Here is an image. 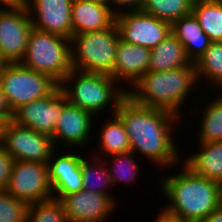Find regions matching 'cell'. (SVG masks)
<instances>
[{"label": "cell", "instance_id": "obj_28", "mask_svg": "<svg viewBox=\"0 0 222 222\" xmlns=\"http://www.w3.org/2000/svg\"><path fill=\"white\" fill-rule=\"evenodd\" d=\"M110 157L112 158L109 159L111 161L108 160L106 164L110 162L108 172L110 174L112 186L121 182L127 185L128 183H131L130 185H132L135 182L136 177L139 175L138 170L140 168L138 165L139 162H136L137 160L134 159L135 154L130 151L127 153L112 155Z\"/></svg>", "mask_w": 222, "mask_h": 222}, {"label": "cell", "instance_id": "obj_17", "mask_svg": "<svg viewBox=\"0 0 222 222\" xmlns=\"http://www.w3.org/2000/svg\"><path fill=\"white\" fill-rule=\"evenodd\" d=\"M151 49L129 44L119 39L116 48L113 72L110 76L118 83L131 89L146 72L150 65ZM121 81V82H120Z\"/></svg>", "mask_w": 222, "mask_h": 222}, {"label": "cell", "instance_id": "obj_24", "mask_svg": "<svg viewBox=\"0 0 222 222\" xmlns=\"http://www.w3.org/2000/svg\"><path fill=\"white\" fill-rule=\"evenodd\" d=\"M87 158L84 156L81 161L83 190L91 193H99L107 196H112V194L109 195L108 191V188L110 186L112 187V182L110 179V174L108 172L109 166L105 163L107 159L105 160L100 157H96V159L95 156L92 158Z\"/></svg>", "mask_w": 222, "mask_h": 222}, {"label": "cell", "instance_id": "obj_39", "mask_svg": "<svg viewBox=\"0 0 222 222\" xmlns=\"http://www.w3.org/2000/svg\"><path fill=\"white\" fill-rule=\"evenodd\" d=\"M6 64H7V61L3 58V56L1 55V52H0V72L6 66Z\"/></svg>", "mask_w": 222, "mask_h": 222}, {"label": "cell", "instance_id": "obj_35", "mask_svg": "<svg viewBox=\"0 0 222 222\" xmlns=\"http://www.w3.org/2000/svg\"><path fill=\"white\" fill-rule=\"evenodd\" d=\"M198 222H222V204L215 209L208 217Z\"/></svg>", "mask_w": 222, "mask_h": 222}, {"label": "cell", "instance_id": "obj_30", "mask_svg": "<svg viewBox=\"0 0 222 222\" xmlns=\"http://www.w3.org/2000/svg\"><path fill=\"white\" fill-rule=\"evenodd\" d=\"M28 206L8 192H0V222H27Z\"/></svg>", "mask_w": 222, "mask_h": 222}, {"label": "cell", "instance_id": "obj_7", "mask_svg": "<svg viewBox=\"0 0 222 222\" xmlns=\"http://www.w3.org/2000/svg\"><path fill=\"white\" fill-rule=\"evenodd\" d=\"M0 84L13 112L24 104L47 97L59 86L49 75L20 62L6 64L0 72Z\"/></svg>", "mask_w": 222, "mask_h": 222}, {"label": "cell", "instance_id": "obj_4", "mask_svg": "<svg viewBox=\"0 0 222 222\" xmlns=\"http://www.w3.org/2000/svg\"><path fill=\"white\" fill-rule=\"evenodd\" d=\"M59 86L69 103L90 112L94 117L105 112L103 110L106 108L110 115L115 114L129 90L121 87L108 74L75 69L66 75ZM110 106L112 107L109 111Z\"/></svg>", "mask_w": 222, "mask_h": 222}, {"label": "cell", "instance_id": "obj_12", "mask_svg": "<svg viewBox=\"0 0 222 222\" xmlns=\"http://www.w3.org/2000/svg\"><path fill=\"white\" fill-rule=\"evenodd\" d=\"M68 103L58 86L50 95L24 104L13 113L12 121L38 133L53 137L59 116Z\"/></svg>", "mask_w": 222, "mask_h": 222}, {"label": "cell", "instance_id": "obj_5", "mask_svg": "<svg viewBox=\"0 0 222 222\" xmlns=\"http://www.w3.org/2000/svg\"><path fill=\"white\" fill-rule=\"evenodd\" d=\"M70 44L71 40L63 36L32 28L20 63L60 84L72 70Z\"/></svg>", "mask_w": 222, "mask_h": 222}, {"label": "cell", "instance_id": "obj_37", "mask_svg": "<svg viewBox=\"0 0 222 222\" xmlns=\"http://www.w3.org/2000/svg\"><path fill=\"white\" fill-rule=\"evenodd\" d=\"M89 1H93L95 3L104 5V6L108 7V8H110L113 11V0H89Z\"/></svg>", "mask_w": 222, "mask_h": 222}, {"label": "cell", "instance_id": "obj_23", "mask_svg": "<svg viewBox=\"0 0 222 222\" xmlns=\"http://www.w3.org/2000/svg\"><path fill=\"white\" fill-rule=\"evenodd\" d=\"M191 12L211 41H222V0H194Z\"/></svg>", "mask_w": 222, "mask_h": 222}, {"label": "cell", "instance_id": "obj_13", "mask_svg": "<svg viewBox=\"0 0 222 222\" xmlns=\"http://www.w3.org/2000/svg\"><path fill=\"white\" fill-rule=\"evenodd\" d=\"M35 29L63 36H73L71 7L73 0H22Z\"/></svg>", "mask_w": 222, "mask_h": 222}, {"label": "cell", "instance_id": "obj_34", "mask_svg": "<svg viewBox=\"0 0 222 222\" xmlns=\"http://www.w3.org/2000/svg\"><path fill=\"white\" fill-rule=\"evenodd\" d=\"M157 214H158L156 215L157 218H155L154 219L155 221L153 222H185L177 217L169 215L168 213L164 212L162 209Z\"/></svg>", "mask_w": 222, "mask_h": 222}, {"label": "cell", "instance_id": "obj_38", "mask_svg": "<svg viewBox=\"0 0 222 222\" xmlns=\"http://www.w3.org/2000/svg\"><path fill=\"white\" fill-rule=\"evenodd\" d=\"M21 2L22 0H0V4H2L3 6H14Z\"/></svg>", "mask_w": 222, "mask_h": 222}, {"label": "cell", "instance_id": "obj_36", "mask_svg": "<svg viewBox=\"0 0 222 222\" xmlns=\"http://www.w3.org/2000/svg\"><path fill=\"white\" fill-rule=\"evenodd\" d=\"M8 121L9 120L6 117H0V147L2 146L4 141V132Z\"/></svg>", "mask_w": 222, "mask_h": 222}, {"label": "cell", "instance_id": "obj_15", "mask_svg": "<svg viewBox=\"0 0 222 222\" xmlns=\"http://www.w3.org/2000/svg\"><path fill=\"white\" fill-rule=\"evenodd\" d=\"M60 202L68 222H105L118 206L113 196L85 190L66 195Z\"/></svg>", "mask_w": 222, "mask_h": 222}, {"label": "cell", "instance_id": "obj_9", "mask_svg": "<svg viewBox=\"0 0 222 222\" xmlns=\"http://www.w3.org/2000/svg\"><path fill=\"white\" fill-rule=\"evenodd\" d=\"M120 40L123 42L155 48L171 33V23L141 10H124L115 17Z\"/></svg>", "mask_w": 222, "mask_h": 222}, {"label": "cell", "instance_id": "obj_16", "mask_svg": "<svg viewBox=\"0 0 222 222\" xmlns=\"http://www.w3.org/2000/svg\"><path fill=\"white\" fill-rule=\"evenodd\" d=\"M75 152L67 153L66 151L65 154L59 155L54 150L48 161L49 182L53 198L56 200L60 201L66 195L83 190L81 172L83 156L77 154V150Z\"/></svg>", "mask_w": 222, "mask_h": 222}, {"label": "cell", "instance_id": "obj_21", "mask_svg": "<svg viewBox=\"0 0 222 222\" xmlns=\"http://www.w3.org/2000/svg\"><path fill=\"white\" fill-rule=\"evenodd\" d=\"M150 58L148 71L152 72L173 70L192 64L186 56L183 44L172 33L151 49Z\"/></svg>", "mask_w": 222, "mask_h": 222}, {"label": "cell", "instance_id": "obj_31", "mask_svg": "<svg viewBox=\"0 0 222 222\" xmlns=\"http://www.w3.org/2000/svg\"><path fill=\"white\" fill-rule=\"evenodd\" d=\"M14 159L0 147V192L7 189Z\"/></svg>", "mask_w": 222, "mask_h": 222}, {"label": "cell", "instance_id": "obj_26", "mask_svg": "<svg viewBox=\"0 0 222 222\" xmlns=\"http://www.w3.org/2000/svg\"><path fill=\"white\" fill-rule=\"evenodd\" d=\"M204 105L201 125L199 124L198 142L222 141V93Z\"/></svg>", "mask_w": 222, "mask_h": 222}, {"label": "cell", "instance_id": "obj_3", "mask_svg": "<svg viewBox=\"0 0 222 222\" xmlns=\"http://www.w3.org/2000/svg\"><path fill=\"white\" fill-rule=\"evenodd\" d=\"M198 84L195 63H192L173 70L148 71L131 86L127 95L137 104L164 109L182 118L185 115L180 109L185 108L183 105L194 88L201 87Z\"/></svg>", "mask_w": 222, "mask_h": 222}, {"label": "cell", "instance_id": "obj_19", "mask_svg": "<svg viewBox=\"0 0 222 222\" xmlns=\"http://www.w3.org/2000/svg\"><path fill=\"white\" fill-rule=\"evenodd\" d=\"M171 33L183 44L186 56L191 63H195L211 43L192 12L173 21Z\"/></svg>", "mask_w": 222, "mask_h": 222}, {"label": "cell", "instance_id": "obj_1", "mask_svg": "<svg viewBox=\"0 0 222 222\" xmlns=\"http://www.w3.org/2000/svg\"><path fill=\"white\" fill-rule=\"evenodd\" d=\"M115 114L124 124L131 152L148 157L158 168L170 169L169 166L180 162L176 146L179 144H175L173 137L178 120L182 121L180 117L164 109L137 104L128 95L121 100Z\"/></svg>", "mask_w": 222, "mask_h": 222}, {"label": "cell", "instance_id": "obj_27", "mask_svg": "<svg viewBox=\"0 0 222 222\" xmlns=\"http://www.w3.org/2000/svg\"><path fill=\"white\" fill-rule=\"evenodd\" d=\"M194 0H143L141 11L172 23L192 11Z\"/></svg>", "mask_w": 222, "mask_h": 222}, {"label": "cell", "instance_id": "obj_14", "mask_svg": "<svg viewBox=\"0 0 222 222\" xmlns=\"http://www.w3.org/2000/svg\"><path fill=\"white\" fill-rule=\"evenodd\" d=\"M96 119L97 117L95 118L90 112L68 102L63 107L54 130L52 139L55 147H60L58 144L62 142L64 147L67 146V149L70 147L74 151L75 148L88 146Z\"/></svg>", "mask_w": 222, "mask_h": 222}, {"label": "cell", "instance_id": "obj_10", "mask_svg": "<svg viewBox=\"0 0 222 222\" xmlns=\"http://www.w3.org/2000/svg\"><path fill=\"white\" fill-rule=\"evenodd\" d=\"M32 20L21 2L0 11V52L7 63L21 62L26 52Z\"/></svg>", "mask_w": 222, "mask_h": 222}, {"label": "cell", "instance_id": "obj_22", "mask_svg": "<svg viewBox=\"0 0 222 222\" xmlns=\"http://www.w3.org/2000/svg\"><path fill=\"white\" fill-rule=\"evenodd\" d=\"M111 116V119L107 118L108 121L104 122L102 129L100 128L98 149L102 154L95 153V157L106 159L112 155L130 152V141L122 120L116 114Z\"/></svg>", "mask_w": 222, "mask_h": 222}, {"label": "cell", "instance_id": "obj_18", "mask_svg": "<svg viewBox=\"0 0 222 222\" xmlns=\"http://www.w3.org/2000/svg\"><path fill=\"white\" fill-rule=\"evenodd\" d=\"M116 14L108 7L89 0H73L71 20L73 34L108 29L115 23Z\"/></svg>", "mask_w": 222, "mask_h": 222}, {"label": "cell", "instance_id": "obj_11", "mask_svg": "<svg viewBox=\"0 0 222 222\" xmlns=\"http://www.w3.org/2000/svg\"><path fill=\"white\" fill-rule=\"evenodd\" d=\"M14 160L48 164L56 149L51 136L38 133L9 120L1 146Z\"/></svg>", "mask_w": 222, "mask_h": 222}, {"label": "cell", "instance_id": "obj_29", "mask_svg": "<svg viewBox=\"0 0 222 222\" xmlns=\"http://www.w3.org/2000/svg\"><path fill=\"white\" fill-rule=\"evenodd\" d=\"M27 222H68L62 203L56 199L28 206Z\"/></svg>", "mask_w": 222, "mask_h": 222}, {"label": "cell", "instance_id": "obj_8", "mask_svg": "<svg viewBox=\"0 0 222 222\" xmlns=\"http://www.w3.org/2000/svg\"><path fill=\"white\" fill-rule=\"evenodd\" d=\"M6 192L28 204L53 199L48 164L14 160Z\"/></svg>", "mask_w": 222, "mask_h": 222}, {"label": "cell", "instance_id": "obj_20", "mask_svg": "<svg viewBox=\"0 0 222 222\" xmlns=\"http://www.w3.org/2000/svg\"><path fill=\"white\" fill-rule=\"evenodd\" d=\"M183 164L194 174L222 184V141L202 142Z\"/></svg>", "mask_w": 222, "mask_h": 222}, {"label": "cell", "instance_id": "obj_2", "mask_svg": "<svg viewBox=\"0 0 222 222\" xmlns=\"http://www.w3.org/2000/svg\"><path fill=\"white\" fill-rule=\"evenodd\" d=\"M181 172L161 177V194L169 201L161 209L185 222H198L222 204L221 184L194 174L182 162Z\"/></svg>", "mask_w": 222, "mask_h": 222}, {"label": "cell", "instance_id": "obj_33", "mask_svg": "<svg viewBox=\"0 0 222 222\" xmlns=\"http://www.w3.org/2000/svg\"><path fill=\"white\" fill-rule=\"evenodd\" d=\"M13 111L7 101L5 94L3 93L1 84H0V117H6L8 120H12Z\"/></svg>", "mask_w": 222, "mask_h": 222}, {"label": "cell", "instance_id": "obj_32", "mask_svg": "<svg viewBox=\"0 0 222 222\" xmlns=\"http://www.w3.org/2000/svg\"><path fill=\"white\" fill-rule=\"evenodd\" d=\"M142 5L143 0H113V12L117 14L124 10H140Z\"/></svg>", "mask_w": 222, "mask_h": 222}, {"label": "cell", "instance_id": "obj_6", "mask_svg": "<svg viewBox=\"0 0 222 222\" xmlns=\"http://www.w3.org/2000/svg\"><path fill=\"white\" fill-rule=\"evenodd\" d=\"M119 33L114 23L108 29L73 34L71 38L72 69L82 72H113Z\"/></svg>", "mask_w": 222, "mask_h": 222}, {"label": "cell", "instance_id": "obj_25", "mask_svg": "<svg viewBox=\"0 0 222 222\" xmlns=\"http://www.w3.org/2000/svg\"><path fill=\"white\" fill-rule=\"evenodd\" d=\"M198 83L216 84L222 92V41H211L205 53L195 62ZM205 78V79H204Z\"/></svg>", "mask_w": 222, "mask_h": 222}]
</instances>
